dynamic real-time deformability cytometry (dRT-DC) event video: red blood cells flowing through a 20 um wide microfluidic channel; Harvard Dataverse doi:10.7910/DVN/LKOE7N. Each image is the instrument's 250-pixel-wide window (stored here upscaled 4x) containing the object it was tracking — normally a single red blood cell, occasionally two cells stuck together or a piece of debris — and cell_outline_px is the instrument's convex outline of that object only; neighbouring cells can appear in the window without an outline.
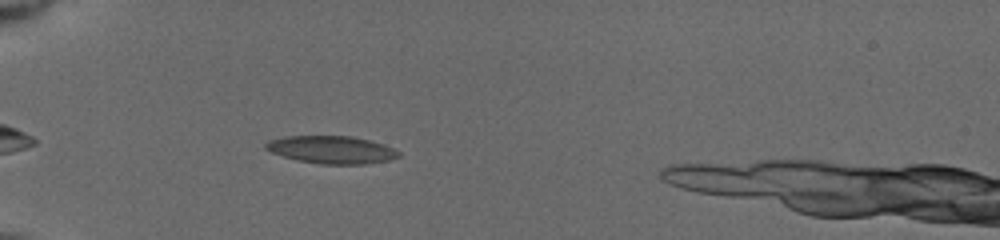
{"species": "common noctule bat (a hibernating species)", "species_latin": "Nyctalus noctula", "temperature_condition": "cold", "stored_images_in_passage": 57, "camera_frame_rate_fps": 3000, "um_per_image_px": 0.085, "animal": {"sex": "female", "body_mass_g": 19.5, "forearm_length_mm": 54.1}, "frame": {"image": 1, "passage_image": 7, "time_ms": 1.667, "image_size_px": [1000, 240], "cell_outline_px": [[400, 156], [388, 160], [364, 164], [320, 164], [296, 160], [272, 152], [264, 148], [264, 144], [268, 140], [284, 136], [352, 136], [384, 144], [400, 152]], "centroid_in_image_um": [28.16, 12.72], "position_along_channel_um": 56.8, "area_um2": 21.39}}
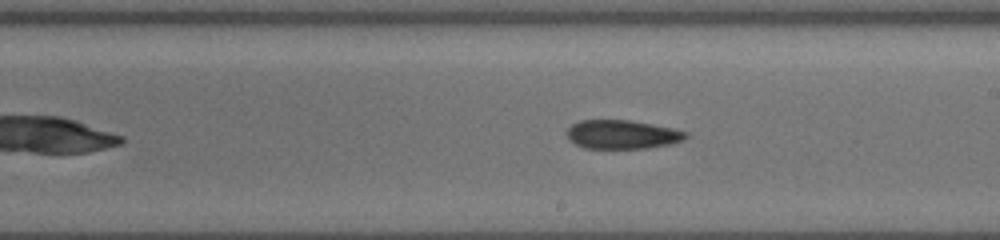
{"frame": {"image": 2, "passage_image": 29, "time_ms": 6.667, "image_size_px": [1000, 240], "cell_outline_px": [[688, 136], [684, 140], [668, 144], [648, 148], [584, 148], [568, 140], [564, 132], [572, 124], [580, 120], [628, 120], [652, 124], [672, 128], [688, 132]], "centroid_in_image_um": [52.85, 11.43], "position_along_channel_um": 236.2, "area_um2": 20.06}}
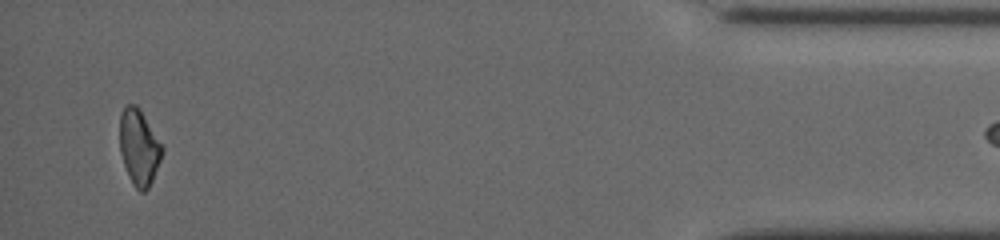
{"frame": {"image": 3, "passage_image": 55, "time_ms": 13.0, "image_size_px": [1000, 240], "cell_outline_px": [[164, 152], [152, 180], [148, 188], [144, 192], [140, 192], [132, 184], [128, 176], [120, 152], [120, 112], [128, 104], [136, 104], [140, 108], [164, 148]], "centroid_in_image_um": [11.82, 12.51], "position_along_channel_um": 423.4, "area_um2": 18.79}}